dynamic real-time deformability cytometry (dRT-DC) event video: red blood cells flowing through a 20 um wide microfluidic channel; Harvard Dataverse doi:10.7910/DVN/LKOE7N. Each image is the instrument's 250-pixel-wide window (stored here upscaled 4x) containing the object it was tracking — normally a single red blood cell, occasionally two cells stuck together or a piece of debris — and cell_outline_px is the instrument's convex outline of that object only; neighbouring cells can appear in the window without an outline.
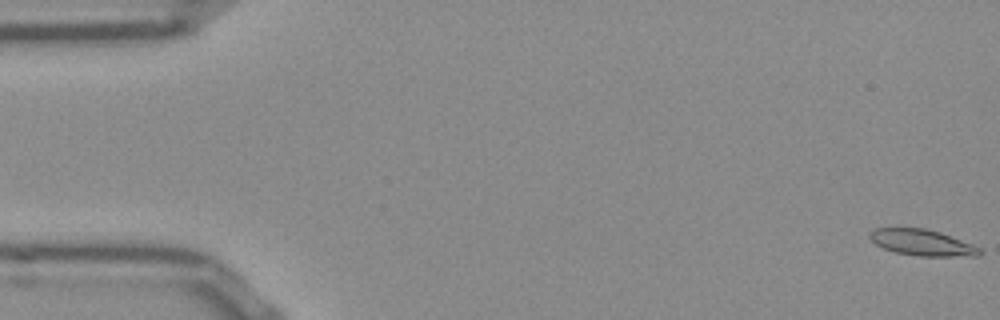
{"species": "Egyptian fruit bat (a non-hibernating species)", "species_latin": "Rousettus aegyptiacus", "temperature_condition": "room temperature", "stored_images_in_passage": 11, "camera_frame_rate_fps": 3000, "um_per_image_px": 0.085, "frame": {"image": 1, "passage_image": 1, "time_ms": 0.0, "image_size_px": [1000, 320], "cell_outline_px": [[984, 252], [980, 256], [920, 256], [896, 252], [884, 248], [876, 244], [868, 236], [868, 232], [876, 228], [924, 228], [940, 232], [972, 244], [980, 248]], "centroid_in_image_um": [78.41, 20.62], "position_along_channel_um": 6.6, "area_um2": 16.7}}